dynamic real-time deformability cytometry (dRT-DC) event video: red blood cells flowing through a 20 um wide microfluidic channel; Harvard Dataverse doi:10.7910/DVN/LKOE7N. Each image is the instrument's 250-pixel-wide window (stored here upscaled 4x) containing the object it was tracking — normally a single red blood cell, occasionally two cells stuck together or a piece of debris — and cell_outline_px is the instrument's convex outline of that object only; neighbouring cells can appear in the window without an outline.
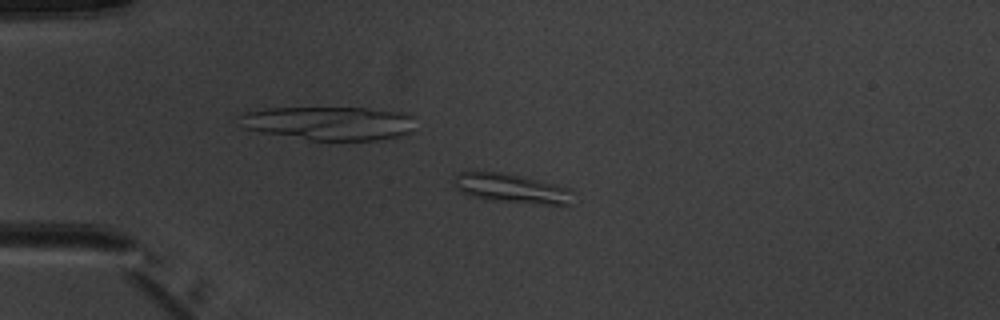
{"species": "common noctule bat (a hibernating species)", "species_latin": "Nyctalus noctula", "temperature_condition": "warm", "stored_images_in_passage": 7, "camera_frame_rate_fps": 3000, "um_per_image_px": 0.085, "animal": {"sex": "male", "body_mass_g": 20.1, "forearm_length_mm": 53.5}, "frame": {"image": 1, "passage_image": 4, "time_ms": 3.333, "image_size_px": [1000, 320], "cell_outline_px": [[572, 204], [568, 208], [484, 200], [460, 192], [456, 188], [452, 180], [452, 176], [460, 172], [500, 172], [540, 180], [572, 188]], "centroid_in_image_um": [43.57, 16.07], "position_along_channel_um": 41.4, "area_um2": 21.39}}
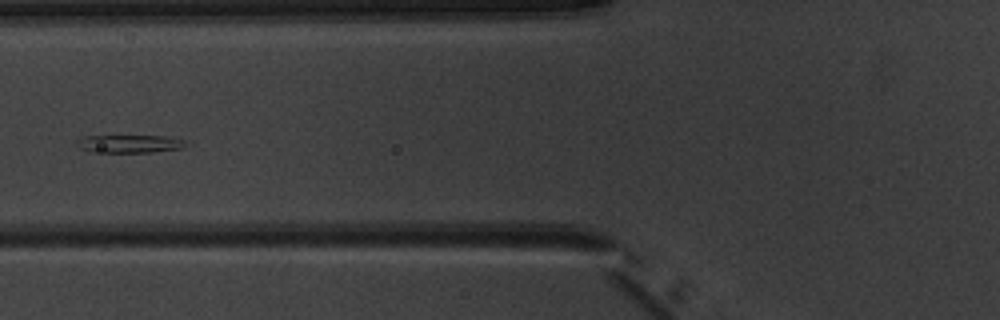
{"frame": {"image": 2, "passage_image": 6, "time_ms": 6.0, "image_size_px": [1000, 320], "cell_outline_px": [[188, 144], [184, 148], [152, 152], [92, 152], [80, 148], [76, 140], [80, 136], [164, 136], [188, 140]], "centroid_in_image_um": [11.06, 12.22], "position_along_channel_um": 114.7, "area_um2": 11.5}}
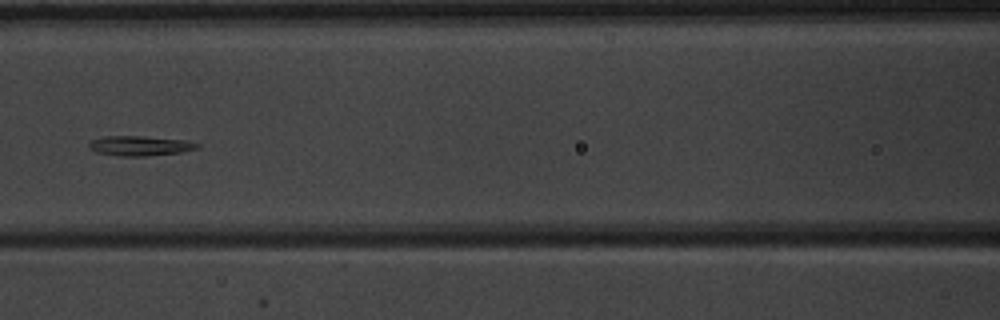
{"frame": {"image": 3, "passage_image": 7, "time_ms": 7.0, "image_size_px": [1000, 320], "cell_outline_px": [[200, 148], [180, 152], [144, 156], [116, 156], [96, 152], [88, 148], [88, 144], [92, 140], [104, 136], [144, 136], [188, 140], [200, 144]], "centroid_in_image_um": [11.9, 12.39], "position_along_channel_um": 154.7, "area_um2": 12.66}}